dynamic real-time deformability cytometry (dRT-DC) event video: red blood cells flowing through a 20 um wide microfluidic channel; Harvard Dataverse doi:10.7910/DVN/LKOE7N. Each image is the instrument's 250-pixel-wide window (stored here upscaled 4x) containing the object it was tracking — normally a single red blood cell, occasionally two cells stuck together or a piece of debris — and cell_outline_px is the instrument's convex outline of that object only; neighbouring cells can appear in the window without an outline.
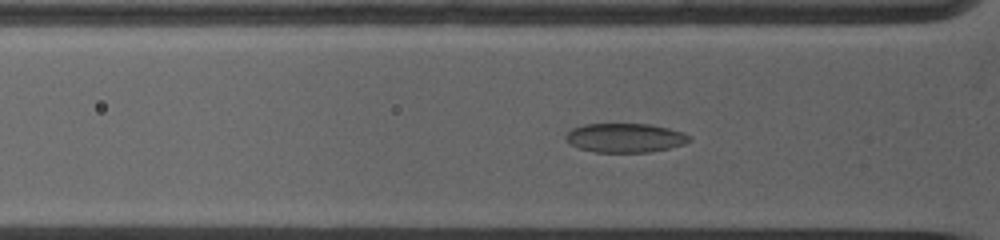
{"species": "common noctule bat (a hibernating species)", "species_latin": "Nyctalus noctula", "temperature_condition": "warm", "stored_images_in_passage": 42, "camera_frame_rate_fps": 5000, "um_per_image_px": 0.085, "animal": {"sex": "female", "body_mass_g": 19.0, "forearm_length_mm": 53.3}, "frame": {"image": 1, "passage_image": 12, "time_ms": 2.8, "image_size_px": [1000, 240], "cell_outline_px": [[692, 140], [684, 144], [668, 148], [648, 152], [596, 152], [580, 148], [572, 144], [564, 136], [572, 128], [584, 124], [648, 124], [668, 128], [684, 132], [692, 136]], "centroid_in_image_um": [53.18, 11.71], "position_along_channel_um": 72.6, "area_um2": 20.87}}
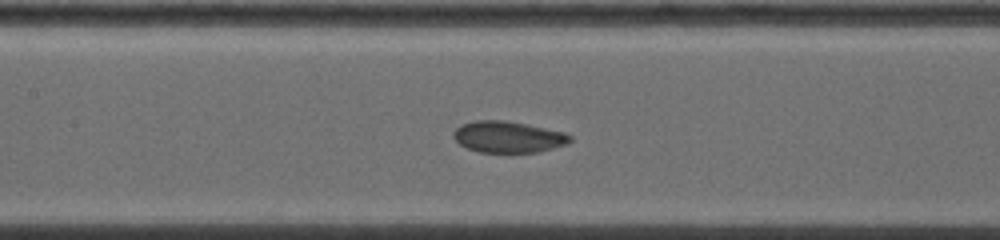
{"frame": {"image": 2, "passage_image": 24, "time_ms": 5.2, "image_size_px": [1000, 240], "cell_outline_px": [[572, 140], [568, 144], [536, 152], [480, 152], [468, 148], [460, 144], [452, 136], [452, 132], [460, 124], [476, 120], [504, 120], [564, 132], [572, 136]], "centroid_in_image_um": [43.17, 11.63], "position_along_channel_um": 164.2, "area_um2": 21.21}}
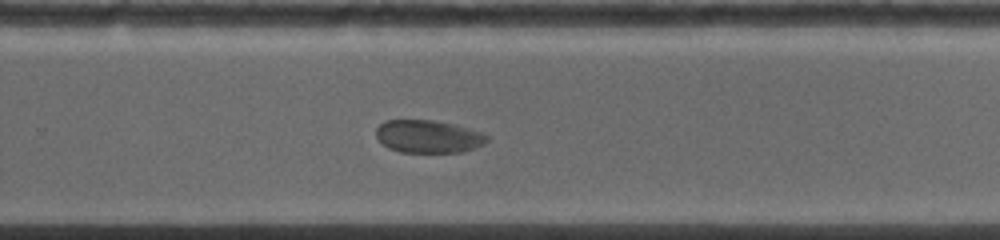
{"frame": {"image": 3, "passage_image": 42, "time_ms": 8.6, "image_size_px": [1000, 240], "cell_outline_px": [[488, 140], [484, 144], [460, 152], [400, 152], [388, 148], [376, 136], [376, 128], [384, 120], [432, 120], [456, 124], [484, 132], [488, 136]], "centroid_in_image_um": [36.42, 11.59], "position_along_channel_um": 293.4, "area_um2": 21.27}}